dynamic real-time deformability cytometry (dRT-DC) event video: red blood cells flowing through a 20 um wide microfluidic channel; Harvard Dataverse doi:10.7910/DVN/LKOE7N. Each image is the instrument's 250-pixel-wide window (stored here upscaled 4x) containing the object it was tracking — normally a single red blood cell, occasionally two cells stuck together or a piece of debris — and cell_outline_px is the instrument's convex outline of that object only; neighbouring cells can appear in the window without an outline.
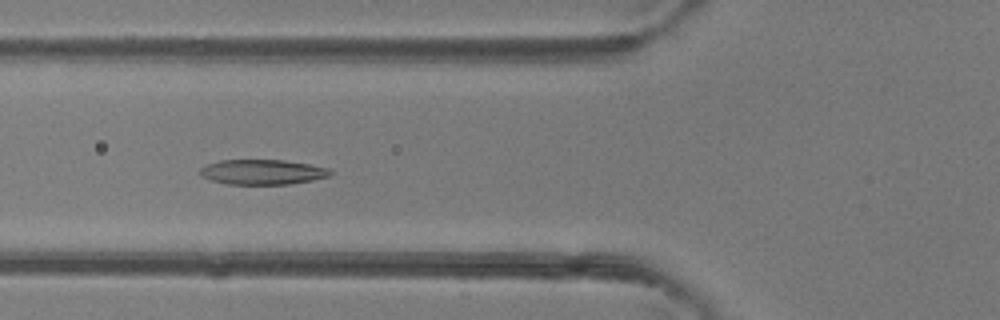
{"species": "common noctule bat (a hibernating species)", "species_latin": "Nyctalus noctula", "temperature_condition": "room temperature", "stored_images_in_passage": 34, "camera_frame_rate_fps": 3000, "um_per_image_px": 0.085, "animal": {"sex": "female"}, "frame": {"image": 1, "passage_image": 5, "time_ms": 1.333, "image_size_px": [1000, 320], "cell_outline_px": [[332, 172], [328, 176], [312, 180], [288, 184], [228, 184], [212, 180], [200, 176], [200, 168], [204, 164], [220, 160], [284, 160], [308, 164], [328, 168]], "centroid_in_image_um": [22.25, 14.61], "position_along_channel_um": 103.5, "area_um2": 18.9}}
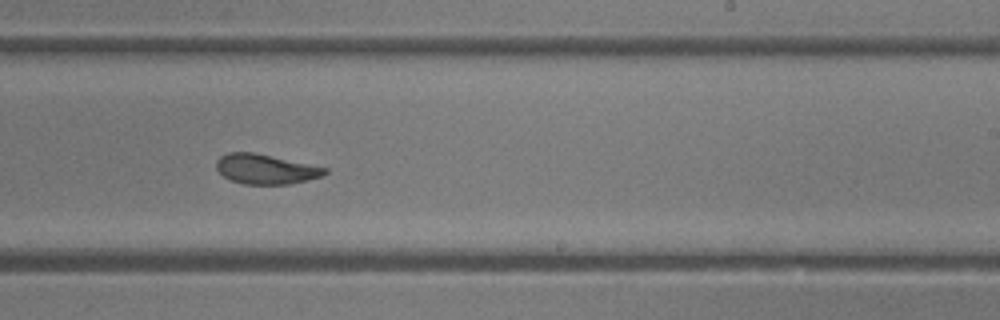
{"frame": {"image": 2, "passage_image": 16, "time_ms": 5.0, "image_size_px": [1000, 320], "cell_outline_px": [[328, 172], [320, 176], [288, 184], [244, 184], [232, 180], [224, 176], [216, 168], [216, 160], [220, 156], [228, 152], [252, 152], [328, 168]], "centroid_in_image_um": [22.54, 14.36], "position_along_channel_um": 266.5, "area_um2": 18.5}}
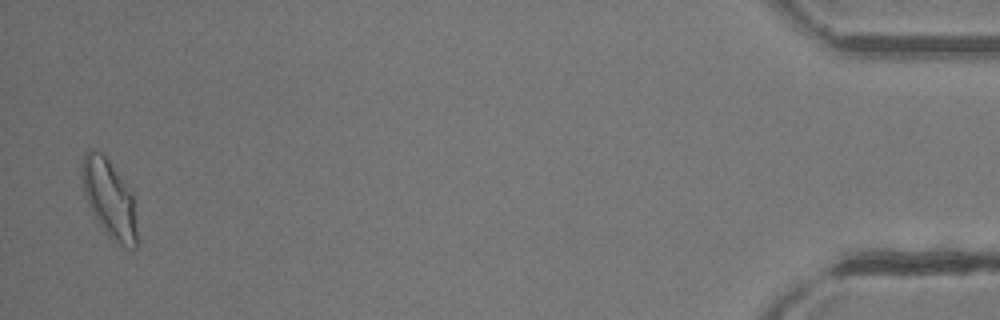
{"frame": {"image": 3, "passage_image": 33, "time_ms": 10.667, "image_size_px": [1000, 320], "cell_outline_px": [[136, 248], [132, 252], [124, 248], [112, 240], [108, 236], [92, 212], [88, 204], [84, 192], [80, 168], [84, 152], [88, 148], [100, 152], [108, 160], [132, 192], [136, 232]], "centroid_in_image_um": [9.27, 16.9], "position_along_channel_um": 425.9, "area_um2": 24.91}, "authors_computed_cell_mechanics": {"area_um2": 19.6809, "velocity_mm_per_s": 4.4382, "shape_relaxation_time_tau1_ms": 3.9293, "shape_relaxation_time_tau2_ms": 1.4357, "deformation_change_tau1": 0.1485, "deformation_change_tau2": 0.0799}}